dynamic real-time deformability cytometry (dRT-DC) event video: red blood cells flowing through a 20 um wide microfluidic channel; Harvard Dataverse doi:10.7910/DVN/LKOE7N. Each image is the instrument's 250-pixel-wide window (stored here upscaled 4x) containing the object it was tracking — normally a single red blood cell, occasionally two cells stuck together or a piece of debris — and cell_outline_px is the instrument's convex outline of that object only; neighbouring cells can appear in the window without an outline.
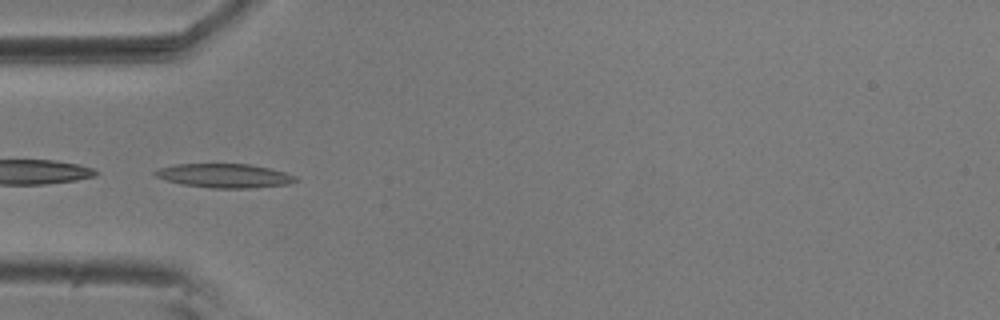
{"species": "common noctule bat (a hibernating species)", "species_latin": "Nyctalus noctula", "temperature_condition": "room temperature", "stored_images_in_passage": 55, "camera_frame_rate_fps": 3000, "um_per_image_px": 0.085, "animal": {"sex": "male", "body_mass_g": 20.5, "forearm_length_mm": 52.5}, "frame": {"image": 1, "passage_image": 17, "time_ms": 5.333, "image_size_px": [1000, 320], "cell_outline_px": [[300, 180], [288, 184], [252, 188], [208, 188], [180, 184], [156, 176], [152, 172], [160, 168], [176, 164], [248, 164], [268, 168], [284, 172], [296, 176]], "centroid_in_image_um": [19.09, 14.94], "position_along_channel_um": 65.9, "area_um2": 19.59}}
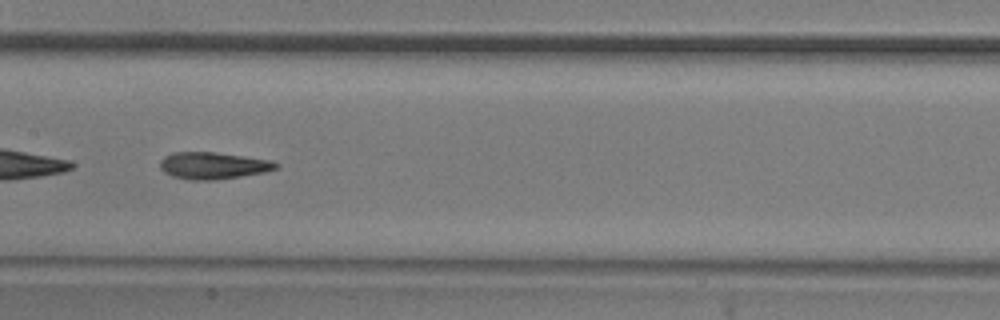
{"frame": {"image": 2, "passage_image": 27, "time_ms": 8.667, "image_size_px": [1000, 320], "cell_outline_px": [[280, 164], [276, 168], [264, 172], [216, 180], [188, 180], [172, 176], [164, 172], [160, 168], [160, 160], [164, 156], [172, 152], [216, 152], [272, 160]], "centroid_in_image_um": [18.09, 14.07], "position_along_channel_um": 189.3, "area_um2": 18.26}}
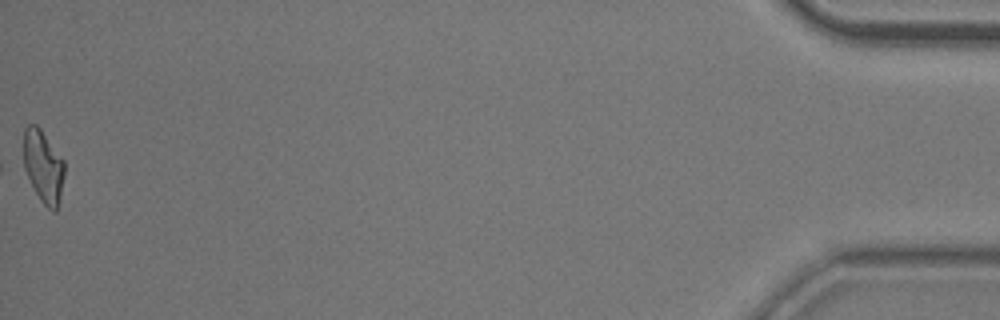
{"frame": {"image": 3, "passage_image": 55, "time_ms": 18.0, "image_size_px": [1000, 320], "cell_outline_px": [[64, 176], [60, 196], [56, 212], [52, 212], [40, 200], [24, 168], [24, 128], [28, 124], [36, 124], [40, 128], [64, 160]], "centroid_in_image_um": [3.69, 14.13], "position_along_channel_um": 431.5, "area_um2": 17.11}, "authors_computed_cell_mechanics": {"area_um2": 18.207, "velocity_mm_per_s": 3.6713, "shape_relaxation_time_tau1_ms": 7.8467, "shape_relaxation_time_tau2_ms": 3.2832, "deformation_change_tau1": 0.2241, "deformation_change_tau2": 0.1238}}